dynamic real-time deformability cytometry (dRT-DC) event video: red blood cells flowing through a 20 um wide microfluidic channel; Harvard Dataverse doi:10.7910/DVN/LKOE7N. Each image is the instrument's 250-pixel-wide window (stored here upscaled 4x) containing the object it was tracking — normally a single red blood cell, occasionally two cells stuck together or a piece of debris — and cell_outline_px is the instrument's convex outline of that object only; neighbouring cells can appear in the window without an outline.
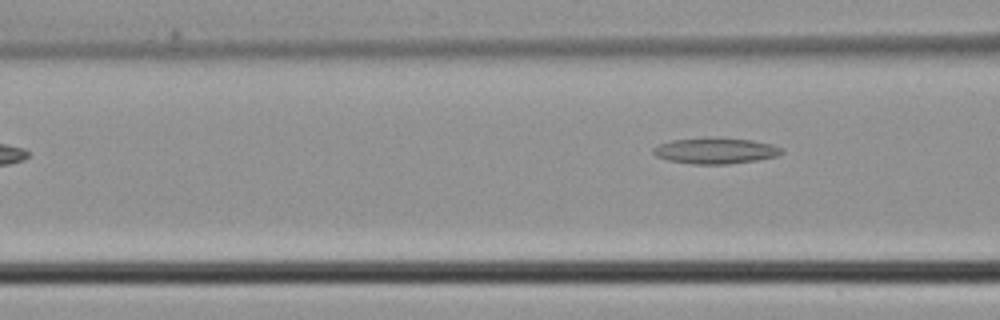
{"species": "common noctule bat (a hibernating species)", "species_latin": "Nyctalus noctula", "temperature_condition": "cold", "stored_images_in_passage": 4, "camera_frame_rate_fps": 3000, "um_per_image_px": 0.085, "animal": {"sex": "male", "body_mass_g": 21.5, "forearm_length_mm": 52.0}, "frame": {"image": 1, "passage_image": 3, "time_ms": 0.667, "image_size_px": [1000, 320], "cell_outline_px": [[784, 152], [776, 156], [756, 160], [728, 164], [692, 164], [668, 160], [656, 156], [652, 152], [652, 148], [660, 144], [672, 140], [704, 136], [720, 136], [752, 140], [772, 144], [784, 148]], "centroid_in_image_um": [60.82, 12.78], "position_along_channel_um": 105.8, "area_um2": 19.94}}